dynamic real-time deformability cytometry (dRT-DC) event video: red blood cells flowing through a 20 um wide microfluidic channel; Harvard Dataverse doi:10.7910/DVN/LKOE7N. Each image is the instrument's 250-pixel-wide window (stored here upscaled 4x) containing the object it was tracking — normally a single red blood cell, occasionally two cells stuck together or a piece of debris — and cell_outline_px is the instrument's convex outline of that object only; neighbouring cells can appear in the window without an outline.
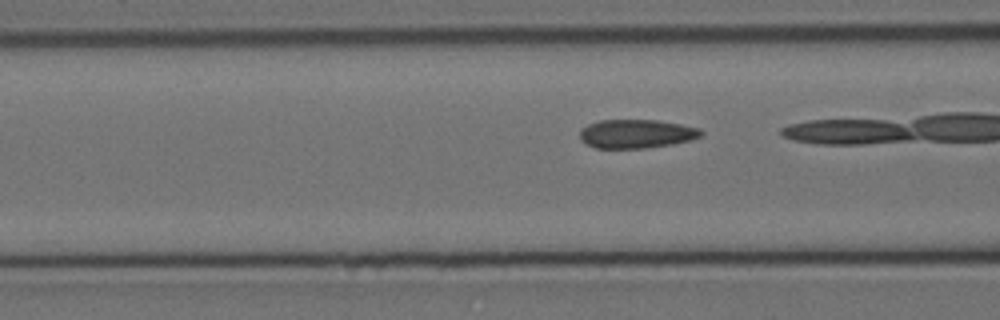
{"species": "Egyptian fruit bat (a non-hibernating species)", "species_latin": "Rousettus aegyptiacus", "temperature_condition": "cold", "stored_images_in_passage": 41, "camera_frame_rate_fps": 3000, "um_per_image_px": 0.085, "animal": {"sex": "female"}, "frame": {"image": 1, "passage_image": 19, "time_ms": 6.0, "image_size_px": [1000, 320], "cell_outline_px": [[704, 132], [700, 136], [688, 140], [672, 144], [644, 148], [596, 148], [584, 144], [580, 140], [580, 128], [588, 124], [600, 120], [656, 120], [680, 124], [700, 128]], "centroid_in_image_um": [54.04, 11.37], "position_along_channel_um": 112.6, "area_um2": 20.35}}
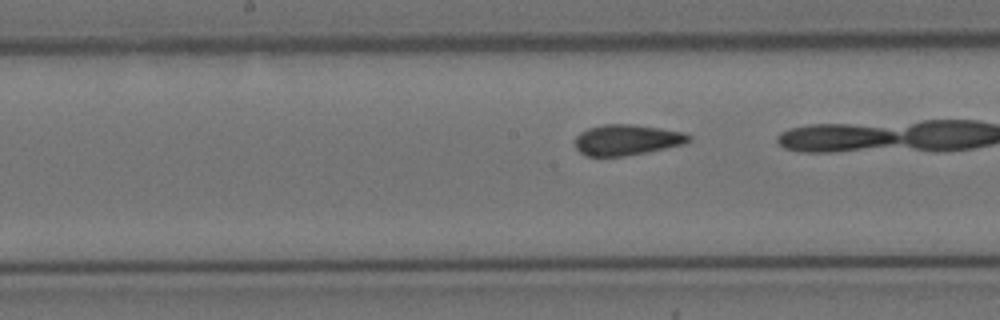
{"frame": {"image": 2, "passage_image": 26, "time_ms": 8.333, "image_size_px": [1000, 320], "cell_outline_px": [[692, 140], [684, 144], [624, 156], [588, 156], [580, 152], [576, 148], [572, 140], [580, 132], [588, 128], [604, 124], [632, 124], [660, 128], [684, 132], [692, 136]], "centroid_in_image_um": [53.26, 11.88], "position_along_channel_um": 194.9, "area_um2": 20.4}}